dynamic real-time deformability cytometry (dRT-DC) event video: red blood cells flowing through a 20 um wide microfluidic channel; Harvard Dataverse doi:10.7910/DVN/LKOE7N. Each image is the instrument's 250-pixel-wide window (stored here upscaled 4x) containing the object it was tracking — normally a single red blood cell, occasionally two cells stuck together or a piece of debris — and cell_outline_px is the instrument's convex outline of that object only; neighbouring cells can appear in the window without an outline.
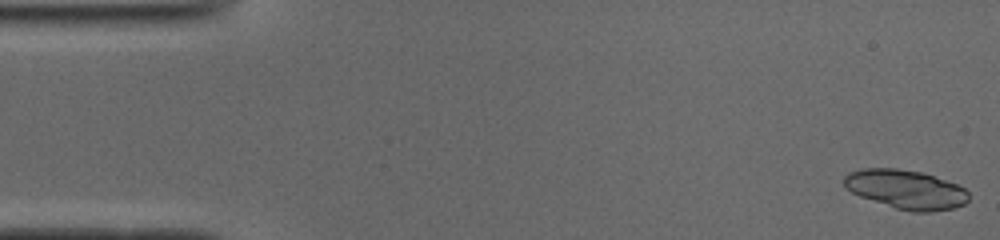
{"species": "common noctule bat (a hibernating species)", "species_latin": "Nyctalus noctula", "temperature_condition": "cold", "stored_images_in_passage": 50, "segment_of_instrument_passage": [1, 2], "camera_frame_rate_fps": 3000, "um_per_image_px": 0.085, "animal": {"sex": "male", "body_mass_g": 19.0, "forearm_length_mm": 50.8}, "frame": {"image": 1, "passage_image": 1, "time_ms": 0.0, "image_size_px": [1000, 240], "cell_outline_px": [[968, 200], [964, 204], [952, 208], [928, 212], [912, 212], [896, 208], [860, 196], [852, 192], [844, 184], [844, 176], [848, 172], [864, 168], [896, 168], [920, 172], [956, 184], [964, 188], [968, 192]], "centroid_in_image_um": [76.98, 16.09], "position_along_channel_um": 8.0, "area_um2": 27.98}}
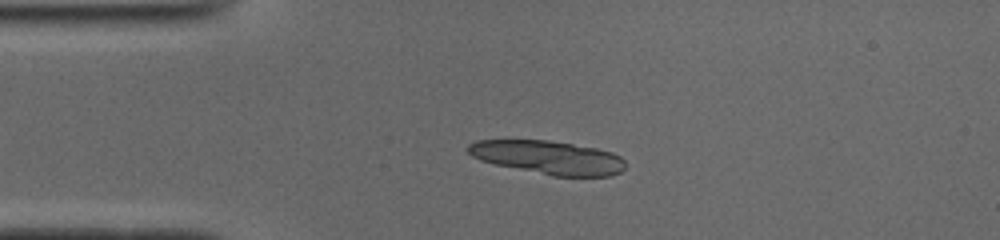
{"frame": {"image": 2, "passage_image": 11, "time_ms": 3.333, "image_size_px": [1000, 240], "cell_outline_px": [[624, 168], [620, 172], [612, 176], [552, 176], [496, 164], [480, 160], [472, 156], [468, 152], [468, 144], [476, 140], [548, 140], [596, 148], [612, 152], [620, 156], [624, 160]], "centroid_in_image_um": [46.6, 13.38], "position_along_channel_um": 38.4, "area_um2": 30.58}}